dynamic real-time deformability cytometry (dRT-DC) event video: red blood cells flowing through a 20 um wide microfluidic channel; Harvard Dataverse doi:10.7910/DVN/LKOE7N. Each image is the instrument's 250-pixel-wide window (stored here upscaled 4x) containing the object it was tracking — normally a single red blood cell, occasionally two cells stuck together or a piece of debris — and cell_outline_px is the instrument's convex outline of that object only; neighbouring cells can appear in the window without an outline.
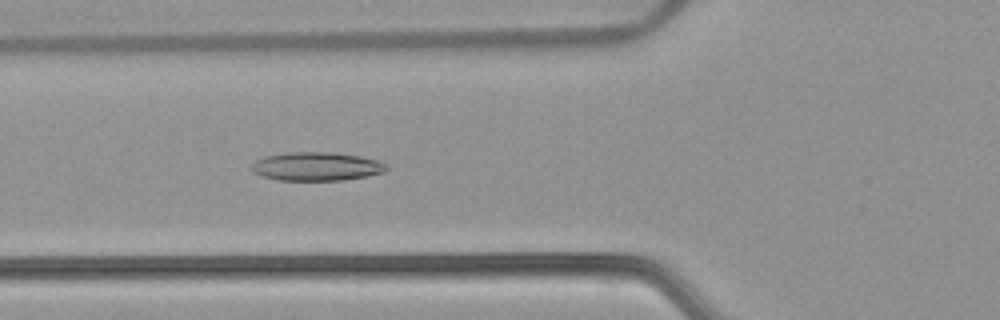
{"species": "common noctule bat (a hibernating species)", "species_latin": "Nyctalus noctula", "temperature_condition": "warm", "stored_images_in_passage": 54, "camera_frame_rate_fps": 3000, "um_per_image_px": 0.085, "animal": {"sex": "female", "body_mass_g": 22.7, "forearm_length_mm": 54.2}, "frame": {"image": 1, "passage_image": 20, "time_ms": 6.333, "image_size_px": [1000, 320], "cell_outline_px": [[388, 168], [384, 172], [344, 180], [280, 180], [264, 176], [252, 172], [248, 168], [256, 160], [264, 156], [288, 152], [332, 152], [360, 156], [380, 160], [388, 164]], "centroid_in_image_um": [26.9, 14.13], "position_along_channel_um": 98.9, "area_um2": 22.6}}
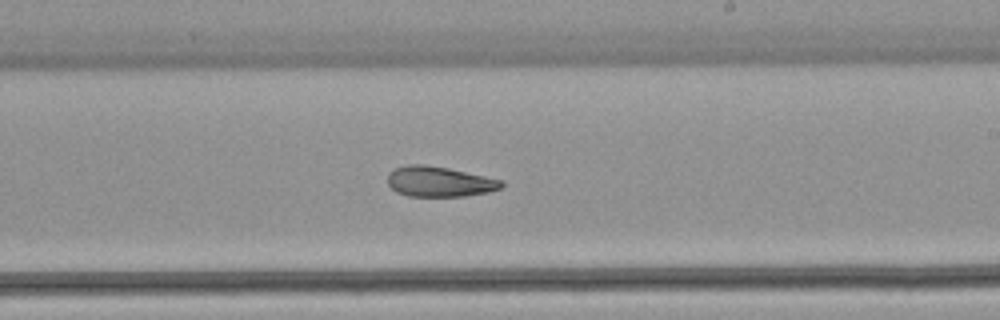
{"frame": {"image": 2, "passage_image": 32, "time_ms": 10.333, "image_size_px": [1000, 320], "cell_outline_px": [[504, 184], [500, 188], [488, 192], [464, 196], [408, 196], [396, 192], [388, 184], [388, 172], [396, 168], [408, 164], [424, 164], [448, 168], [504, 180]], "centroid_in_image_um": [37.34, 15.43], "position_along_channel_um": 251.7, "area_um2": 20.11}}
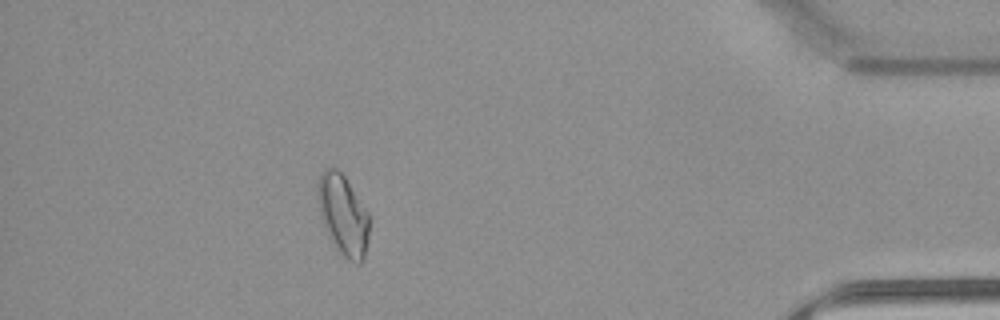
{"frame": {"image": 3, "passage_image": 48, "time_ms": 15.667, "image_size_px": [1000, 320], "cell_outline_px": [[372, 216], [368, 240], [364, 260], [360, 264], [356, 264], [348, 260], [336, 252], [324, 228], [320, 216], [316, 192], [316, 180], [320, 172], [324, 168], [336, 168], [344, 176]], "centroid_in_image_um": [29.16, 18.3], "position_along_channel_um": 406.0, "area_um2": 25.32}, "authors_computed_cell_mechanics": {"area_um2": 23.3512, "velocity_mm_per_s": 3.8192, "shape_relaxation_time_tau1_ms": null, "shape_relaxation_time_tau2_ms": 4.2611, "deformation_change_tau1": null, "deformation_change_tau2": 0.104}}